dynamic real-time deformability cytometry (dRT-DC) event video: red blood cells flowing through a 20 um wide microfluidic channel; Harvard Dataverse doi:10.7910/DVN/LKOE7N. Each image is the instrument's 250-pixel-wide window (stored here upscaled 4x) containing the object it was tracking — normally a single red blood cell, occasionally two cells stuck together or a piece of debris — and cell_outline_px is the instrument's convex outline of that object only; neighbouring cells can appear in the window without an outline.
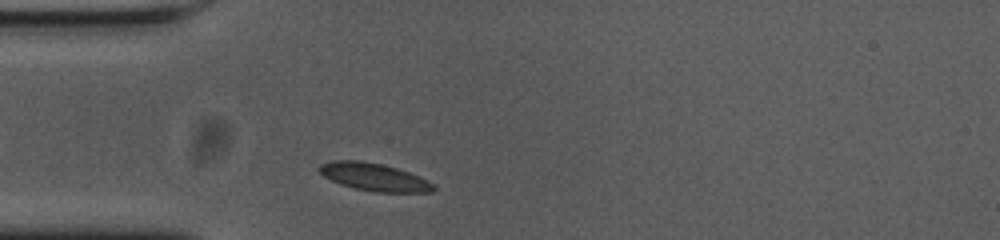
{"species": "common noctule bat (a hibernating species)", "species_latin": "Nyctalus noctula", "temperature_condition": "cold", "stored_images_in_passage": 38, "camera_frame_rate_fps": 3000, "um_per_image_px": 0.085, "animal": {"sex": "female", "body_mass_g": 23.0, "forearm_length_mm": 53.4}, "frame": {"image": 1, "passage_image": 3, "time_ms": 0.667, "image_size_px": [1000, 240], "cell_outline_px": [[436, 188], [432, 192], [376, 192], [356, 188], [340, 184], [324, 176], [320, 172], [320, 164], [332, 160], [360, 160], [380, 164], [396, 168], [408, 172], [436, 184]], "centroid_in_image_um": [31.82, 15.05], "position_along_channel_um": 53.2, "area_um2": 18.21}}
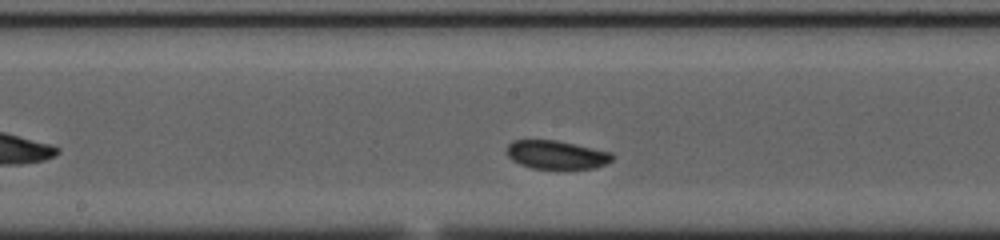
{"frame": {"image": 2, "passage_image": 16, "time_ms": 5.0, "image_size_px": [1000, 240], "cell_outline_px": [[612, 160], [608, 164], [596, 168], [532, 168], [520, 164], [512, 160], [508, 156], [508, 144], [512, 140], [556, 140], [612, 152]], "centroid_in_image_um": [47.32, 13.15], "position_along_channel_um": 200.9, "area_um2": 17.4}}
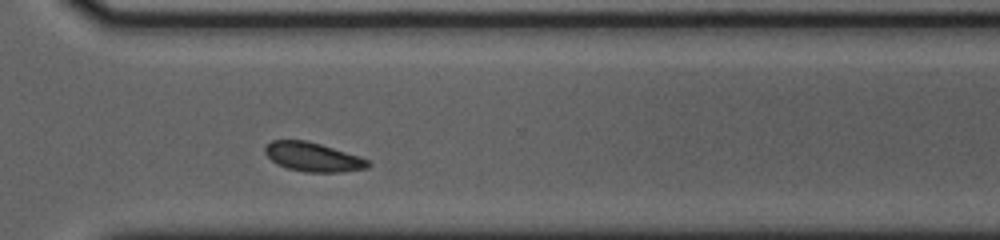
{"frame": {"image": 3, "passage_image": 28, "time_ms": 9.0, "image_size_px": [1000, 240], "cell_outline_px": [[372, 164], [368, 168], [340, 172], [308, 172], [288, 168], [276, 164], [264, 152], [264, 148], [272, 140], [304, 140], [320, 144], [368, 160]], "centroid_in_image_um": [26.58, 13.35], "position_along_channel_um": 344.0, "area_um2": 17.11}}